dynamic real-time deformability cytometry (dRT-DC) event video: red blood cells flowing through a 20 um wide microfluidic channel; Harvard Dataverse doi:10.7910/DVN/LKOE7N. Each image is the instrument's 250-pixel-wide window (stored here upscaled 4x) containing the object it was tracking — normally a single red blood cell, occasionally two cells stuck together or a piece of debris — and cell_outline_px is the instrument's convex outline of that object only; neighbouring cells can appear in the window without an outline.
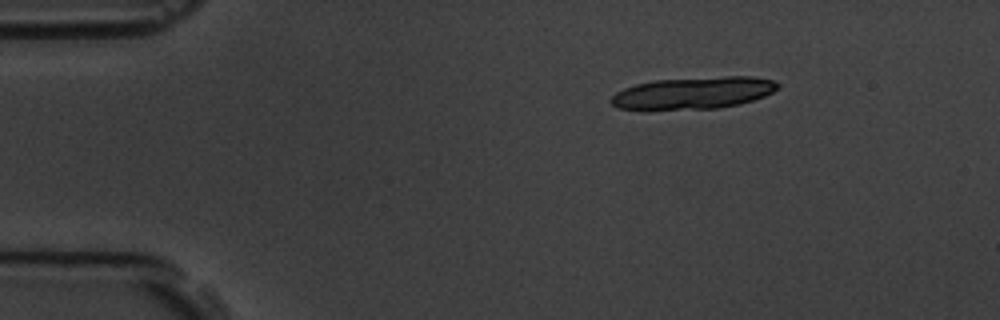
{"species": "common noctule bat (a hibernating species)", "species_latin": "Nyctalus noctula", "temperature_condition": "room temperature", "stored_images_in_passage": 12, "camera_frame_rate_fps": 3000, "um_per_image_px": 0.085, "animal": {"sex": "male", "body_mass_g": 19.5, "forearm_length_mm": 54.6}, "frame": {"image": 1, "passage_image": 1, "time_ms": 0.0, "image_size_px": [1000, 320], "cell_outline_px": [[780, 88], [764, 96], [740, 104], [720, 108], [620, 108], [612, 104], [608, 100], [616, 92], [624, 88], [636, 84], [656, 80], [728, 76], [752, 76], [776, 80], [780, 84]], "centroid_in_image_um": [59.02, 7.87], "position_along_channel_um": 26.0, "area_um2": 30.69}}